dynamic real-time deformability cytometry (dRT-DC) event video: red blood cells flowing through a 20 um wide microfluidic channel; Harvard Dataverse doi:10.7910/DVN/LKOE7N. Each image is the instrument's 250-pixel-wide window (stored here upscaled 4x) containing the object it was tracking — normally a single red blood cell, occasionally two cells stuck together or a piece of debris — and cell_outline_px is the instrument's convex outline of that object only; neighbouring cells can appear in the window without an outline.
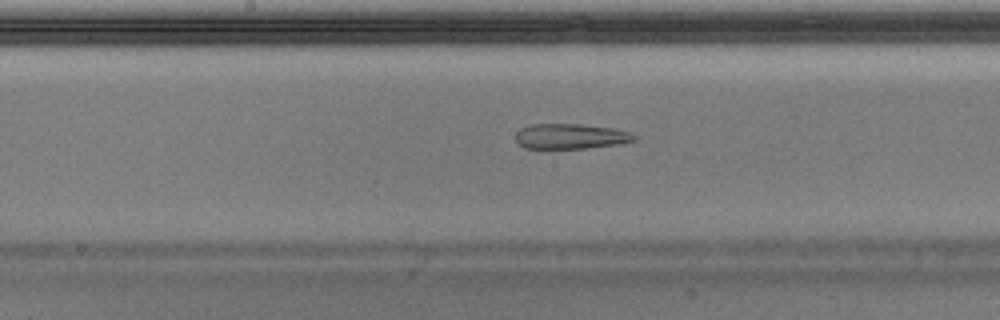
{"species": "Egyptian fruit bat (a non-hibernating species)", "species_latin": "Rousettus aegyptiacus", "temperature_condition": "warm", "stored_images_in_passage": 50, "camera_frame_rate_fps": 3000, "um_per_image_px": 0.085, "animal": {"sex": "male"}, "frame": {"image": 1, "passage_image": 26, "time_ms": 8.333, "image_size_px": [1000, 320], "cell_outline_px": [[636, 140], [620, 144], [584, 148], [524, 148], [516, 144], [516, 132], [520, 128], [532, 124], [580, 124], [612, 128], [628, 132], [636, 136]], "centroid_in_image_um": [48.46, 11.59], "position_along_channel_um": 199.7, "area_um2": 17.4}}
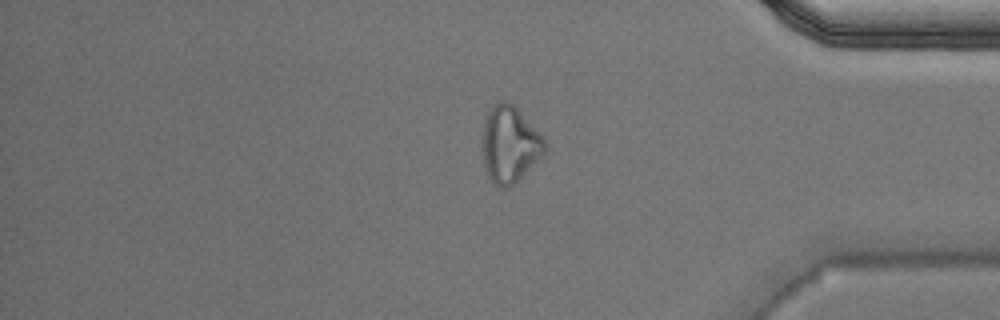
{"frame": {"image": 2, "passage_image": 42, "time_ms": 13.667, "image_size_px": [1000, 320], "cell_outline_px": [[548, 144], [544, 156], [508, 188], [500, 188], [488, 176], [484, 168], [480, 152], [480, 140], [484, 120], [492, 104], [500, 100], [508, 100], [544, 136]], "centroid_in_image_um": [43.3, 12.26], "position_along_channel_um": 391.9, "area_um2": 28.67}}
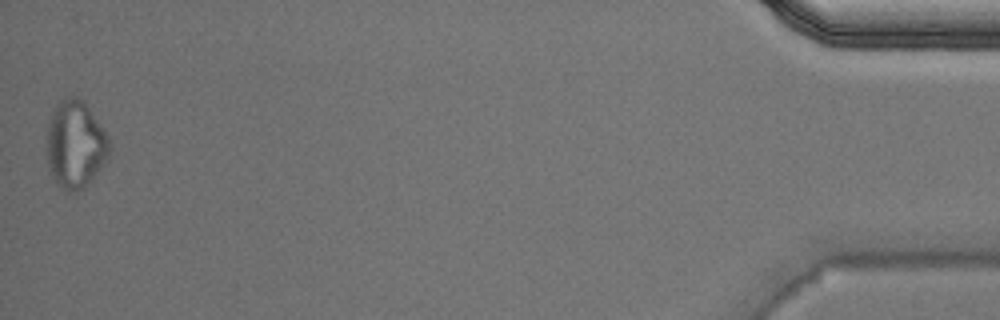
{"frame": {"image": 3, "passage_image": 50, "time_ms": 16.333, "image_size_px": [1000, 320], "cell_outline_px": [[112, 148], [108, 160], [84, 188], [76, 192], [68, 192], [56, 184], [52, 176], [48, 164], [48, 124], [56, 104], [60, 100], [68, 96], [76, 96], [84, 100], [108, 136], [112, 144]], "centroid_in_image_um": [6.45, 12.28], "position_along_channel_um": 428.8, "area_um2": 32.19}, "authors_computed_cell_mechanics": {"area_um2": 21.7906, "velocity_mm_per_s": 3.9972, "shape_relaxation_time_tau1_ms": null, "shape_relaxation_time_tau2_ms": 4.2855, "deformation_change_tau1": null, "deformation_change_tau2": 0.1642}}